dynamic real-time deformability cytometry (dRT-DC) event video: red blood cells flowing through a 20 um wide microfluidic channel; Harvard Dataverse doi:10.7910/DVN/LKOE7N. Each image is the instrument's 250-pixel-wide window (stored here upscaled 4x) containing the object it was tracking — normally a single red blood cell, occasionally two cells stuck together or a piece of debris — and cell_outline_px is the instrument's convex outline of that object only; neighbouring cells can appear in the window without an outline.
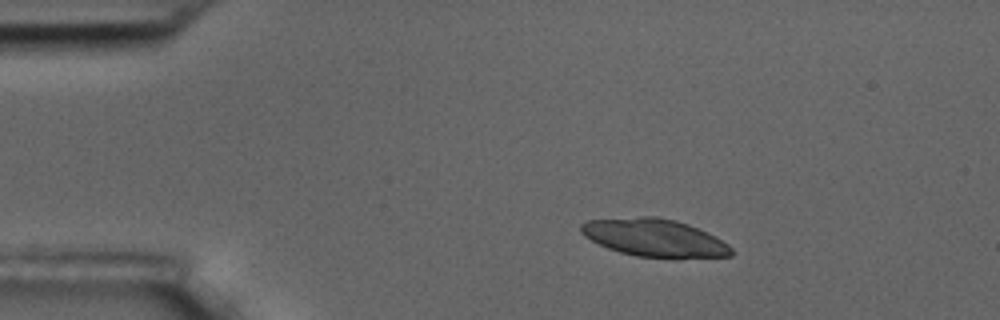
{"species": "common noctule bat (a hibernating species)", "species_latin": "Nyctalus noctula", "temperature_condition": "room temperature", "stored_images_in_passage": 4, "camera_frame_rate_fps": 3000, "um_per_image_px": 0.085, "animal": {"sex": "male", "body_mass_g": 17.5, "forearm_length_mm": 52.3}, "frame": {"image": 1, "passage_image": 2, "time_ms": 1.0, "image_size_px": [1000, 320], "cell_outline_px": [[736, 252], [732, 256], [636, 256], [620, 252], [608, 248], [584, 236], [580, 232], [580, 224], [588, 220], [640, 216], [656, 216], [676, 220], [688, 224], [728, 244]], "centroid_in_image_um": [55.57, 20.17], "position_along_channel_um": 29.4, "area_um2": 32.25}}